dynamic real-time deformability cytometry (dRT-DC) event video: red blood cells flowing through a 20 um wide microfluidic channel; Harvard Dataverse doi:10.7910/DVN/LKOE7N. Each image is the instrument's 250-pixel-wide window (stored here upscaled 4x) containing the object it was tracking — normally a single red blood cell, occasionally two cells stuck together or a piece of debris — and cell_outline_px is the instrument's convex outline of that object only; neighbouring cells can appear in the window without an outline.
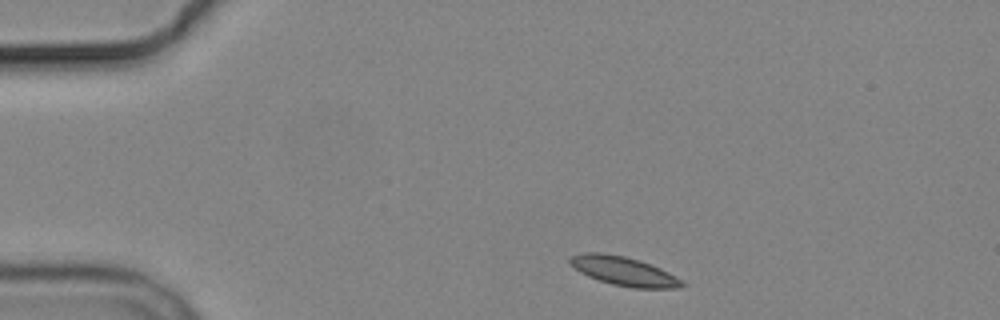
{"species": "common noctule bat (a hibernating species)", "species_latin": "Nyctalus noctula", "temperature_condition": "cold", "stored_images_in_passage": 4, "camera_frame_rate_fps": 3000, "um_per_image_px": 0.085, "animal": {"sex": "male", "body_mass_g": 19.2, "forearm_length_mm": 51.8}, "frame": {"image": 1, "passage_image": 1, "time_ms": 0.0, "image_size_px": [1000, 320], "cell_outline_px": [[684, 284], [676, 288], [632, 288], [612, 284], [588, 276], [580, 272], [568, 264], [568, 260], [572, 256], [584, 252], [600, 252], [624, 256], [640, 260], [660, 268], [668, 272], [680, 280]], "centroid_in_image_um": [52.96, 23.03], "position_along_channel_um": 32.0, "area_um2": 18.73}}
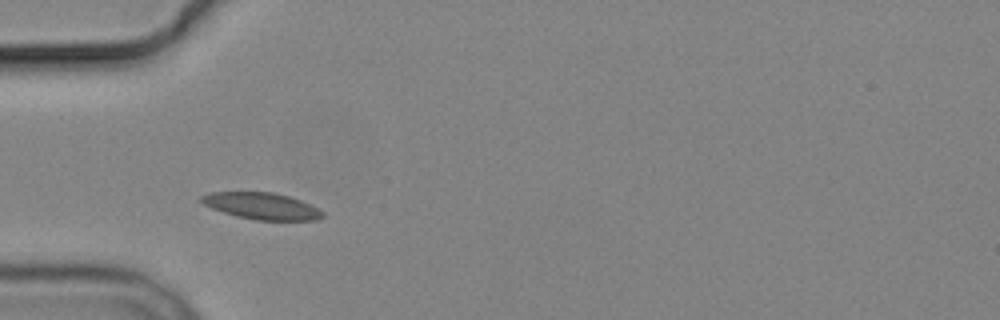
{"frame": {"image": 2, "passage_image": 3, "time_ms": 2.333, "image_size_px": [1000, 320], "cell_outline_px": [[324, 216], [316, 220], [256, 220], [236, 216], [212, 208], [204, 204], [200, 200], [200, 196], [212, 192], [272, 192], [288, 196], [300, 200], [324, 212]], "centroid_in_image_um": [22.23, 17.51], "position_along_channel_um": 62.8, "area_um2": 18.61}}
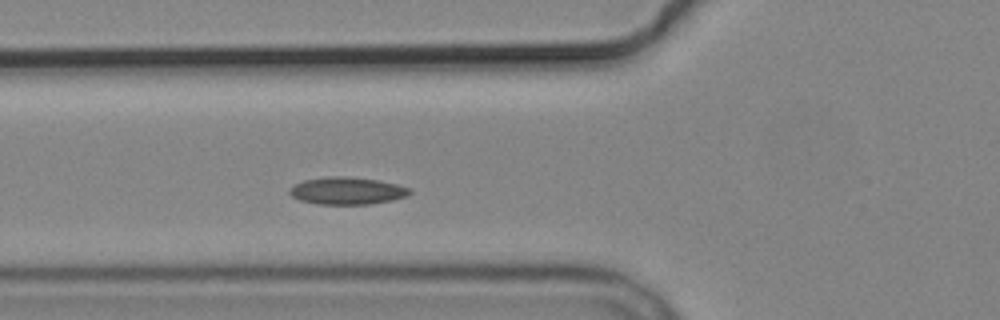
{"frame": {"image": 3, "passage_image": 4, "time_ms": 3.333, "image_size_px": [1000, 320], "cell_outline_px": [[412, 192], [408, 196], [392, 200], [368, 204], [316, 204], [300, 200], [292, 196], [288, 192], [296, 184], [304, 180], [328, 176], [344, 176], [376, 180], [396, 184], [412, 188]], "centroid_in_image_um": [29.53, 16.22], "position_along_channel_um": 96.3, "area_um2": 19.02}}